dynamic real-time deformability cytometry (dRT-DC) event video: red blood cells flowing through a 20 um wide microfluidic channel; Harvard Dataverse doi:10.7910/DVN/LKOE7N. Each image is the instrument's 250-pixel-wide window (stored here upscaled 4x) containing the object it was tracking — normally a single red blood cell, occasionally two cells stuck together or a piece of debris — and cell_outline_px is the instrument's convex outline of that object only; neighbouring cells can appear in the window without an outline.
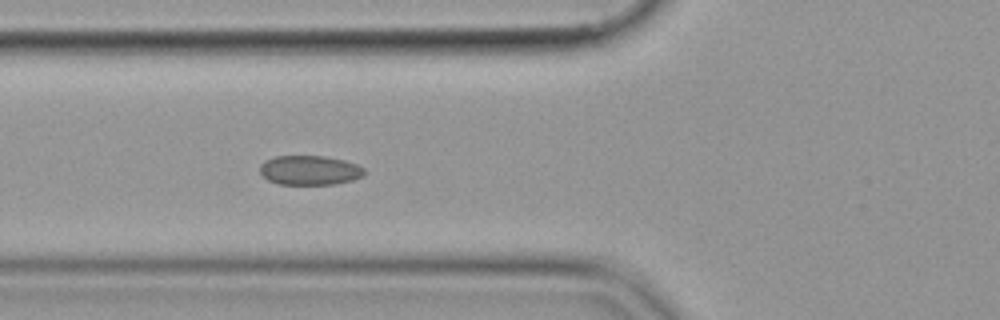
{"species": "common noctule bat (a hibernating species)", "species_latin": "Nyctalus noctula", "temperature_condition": "cold", "stored_images_in_passage": 57, "camera_frame_rate_fps": 3000, "um_per_image_px": 0.085, "animal": {"sex": "female", "body_mass_g": 19.9}, "frame": {"image": 1, "passage_image": 22, "time_ms": 7.0, "image_size_px": [1000, 320], "cell_outline_px": [[364, 176], [352, 180], [332, 184], [280, 184], [268, 180], [260, 172], [260, 164], [264, 160], [276, 156], [324, 156], [344, 160], [356, 164], [364, 168]], "centroid_in_image_um": [26.31, 14.46], "position_along_channel_um": 99.5, "area_um2": 17.86}}
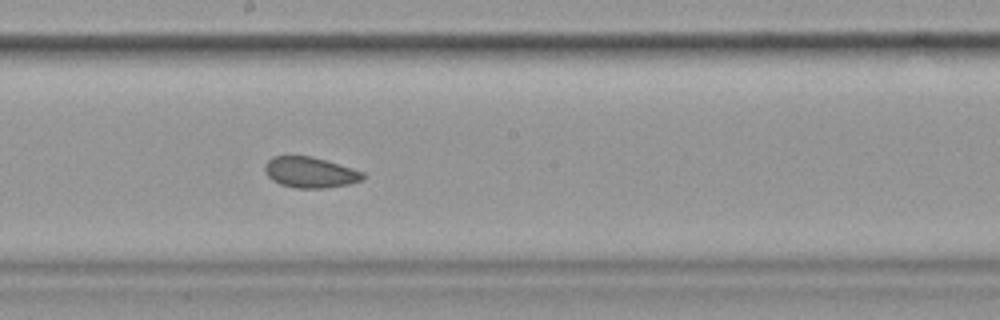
{"frame": {"image": 2, "passage_image": 32, "time_ms": 10.333, "image_size_px": [1000, 320], "cell_outline_px": [[364, 176], [360, 180], [348, 184], [324, 188], [296, 188], [280, 184], [272, 180], [264, 172], [264, 164], [272, 156], [312, 156], [352, 168], [364, 172]], "centroid_in_image_um": [26.31, 14.65], "position_along_channel_um": 221.9, "area_um2": 17.51}}
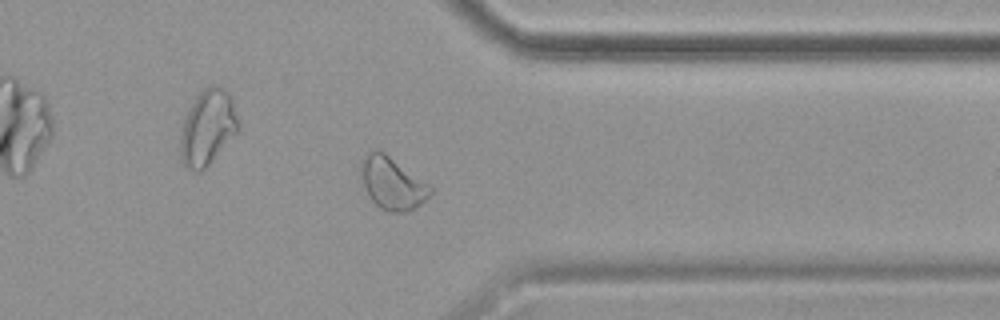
{"frame": {"image": 3, "passage_image": 45, "time_ms": 14.667, "image_size_px": [1000, 320], "cell_outline_px": [[432, 192], [420, 204], [404, 212], [388, 212], [380, 208], [368, 196], [360, 176], [360, 160], [368, 152], [376, 148], [380, 148], [432, 188]], "centroid_in_image_um": [33.26, 15.54], "position_along_channel_um": 378.1, "area_um2": 21.04}}